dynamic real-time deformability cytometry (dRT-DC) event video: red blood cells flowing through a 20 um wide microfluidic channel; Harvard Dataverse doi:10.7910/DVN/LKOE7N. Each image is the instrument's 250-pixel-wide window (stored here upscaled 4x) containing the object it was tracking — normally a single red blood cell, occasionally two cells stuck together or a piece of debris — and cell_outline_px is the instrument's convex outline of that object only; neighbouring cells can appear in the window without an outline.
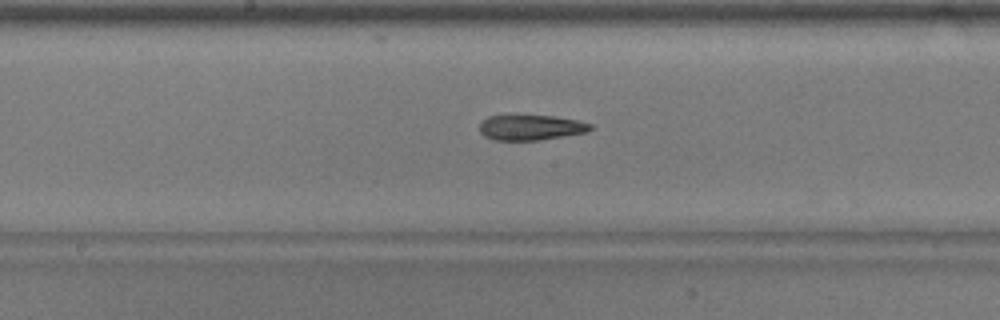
{"species": "common noctule bat (a hibernating species)", "species_latin": "Nyctalus noctula", "temperature_condition": "warm", "stored_images_in_passage": 33, "camera_frame_rate_fps": 3000, "um_per_image_px": 0.085, "animal": {"sex": "male", "body_mass_g": 17.9}, "frame": {"image": 1, "passage_image": 12, "time_ms": 3.667, "image_size_px": [1000, 320], "cell_outline_px": [[592, 128], [588, 132], [540, 140], [492, 140], [484, 136], [480, 132], [480, 124], [488, 116], [508, 112], [516, 112], [556, 116], [576, 120], [592, 124]], "centroid_in_image_um": [45.06, 10.78], "position_along_channel_um": 203.1, "area_um2": 17.34}}
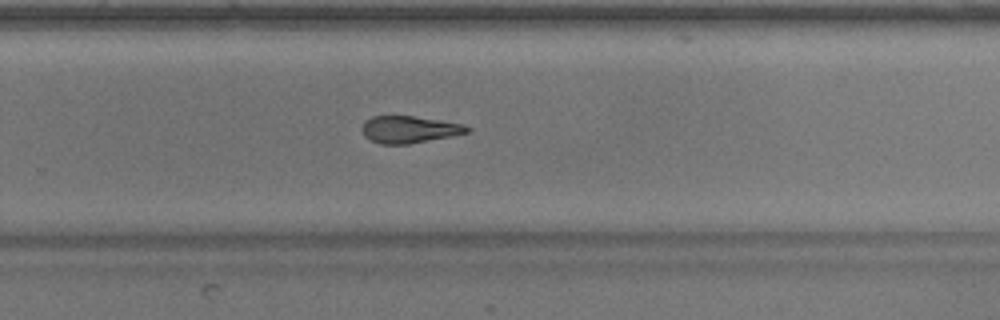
{"frame": {"image": 2, "passage_image": 19, "time_ms": 6.0, "image_size_px": [1000, 320], "cell_outline_px": [[472, 128], [468, 132], [452, 136], [408, 144], [380, 144], [364, 136], [364, 120], [372, 116], [412, 116], [440, 120], [464, 124]], "centroid_in_image_um": [34.82, 11.0], "position_along_channel_um": 295.0, "area_um2": 16.42}}
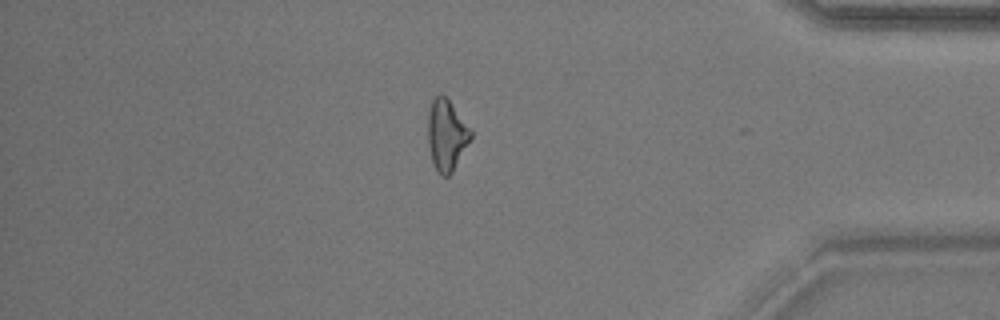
{"frame": {"image": 3, "passage_image": 29, "time_ms": 9.333, "image_size_px": [1000, 320], "cell_outline_px": [[472, 136], [452, 172], [448, 176], [440, 176], [432, 160], [428, 148], [428, 112], [432, 100], [436, 96], [444, 96], [448, 100], [472, 132]], "centroid_in_image_um": [37.93, 11.51], "position_along_channel_um": 397.3, "area_um2": 17.22}}